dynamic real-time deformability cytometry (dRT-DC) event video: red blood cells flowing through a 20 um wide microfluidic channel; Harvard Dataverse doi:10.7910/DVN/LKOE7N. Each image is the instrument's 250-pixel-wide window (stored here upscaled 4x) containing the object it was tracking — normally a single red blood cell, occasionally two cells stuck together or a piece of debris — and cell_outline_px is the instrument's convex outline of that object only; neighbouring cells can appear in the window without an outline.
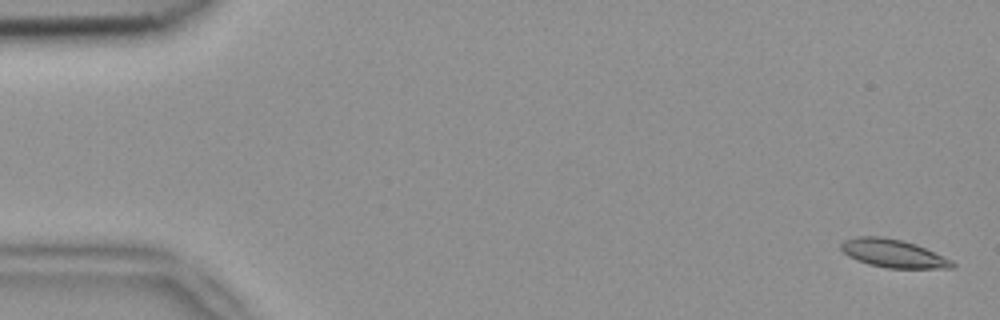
{"species": "common noctule bat (a hibernating species)", "species_latin": "Nyctalus noctula", "temperature_condition": "room temperature", "stored_images_in_passage": 6, "camera_frame_rate_fps": 3000, "um_per_image_px": 0.085, "animal": {"sex": "female", "body_mass_g": 18.4}, "frame": {"image": 1, "passage_image": 1, "time_ms": 0.0, "image_size_px": [1000, 320], "cell_outline_px": [[956, 268], [888, 268], [868, 264], [856, 260], [848, 256], [840, 248], [840, 244], [844, 240], [856, 236], [880, 236], [900, 240], [916, 244], [952, 260], [956, 264]], "centroid_in_image_um": [75.91, 21.54], "position_along_channel_um": 9.1, "area_um2": 18.26}}
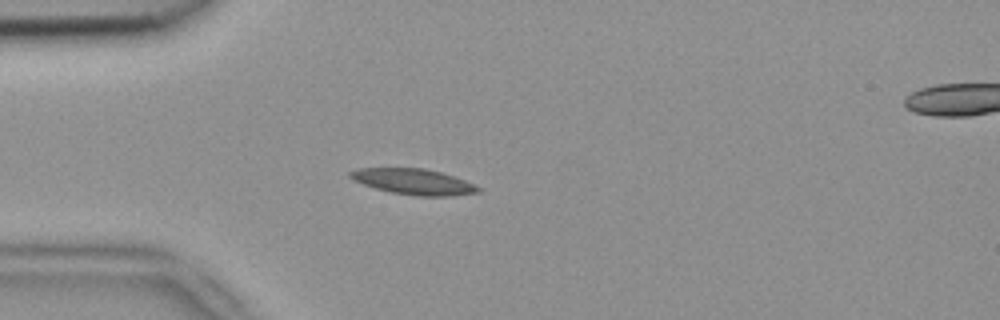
{"frame": {"image": 2, "passage_image": 5, "time_ms": 1.333, "image_size_px": [1000, 320], "cell_outline_px": [[480, 192], [452, 196], [416, 196], [388, 192], [364, 184], [348, 176], [348, 172], [356, 168], [424, 168], [440, 172], [464, 180], [480, 188]], "centroid_in_image_um": [35.13, 15.44], "position_along_channel_um": 49.9, "area_um2": 19.07}}